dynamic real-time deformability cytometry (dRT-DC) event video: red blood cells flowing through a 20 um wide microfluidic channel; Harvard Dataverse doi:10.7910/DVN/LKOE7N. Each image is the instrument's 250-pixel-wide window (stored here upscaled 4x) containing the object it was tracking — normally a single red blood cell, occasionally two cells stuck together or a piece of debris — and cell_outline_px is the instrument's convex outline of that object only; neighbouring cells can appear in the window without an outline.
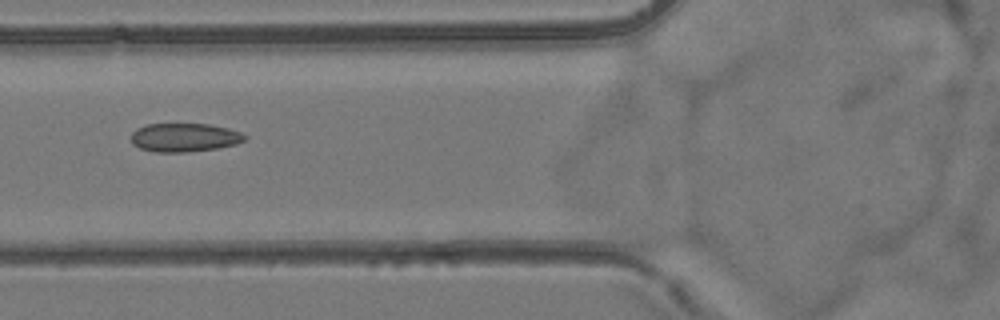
{"species": "common noctule bat (a hibernating species)", "species_latin": "Nyctalus noctula", "temperature_condition": "room temperature", "stored_images_in_passage": 3, "camera_frame_rate_fps": 3000, "um_per_image_px": 0.085, "animal": {"sex": "female", "body_mass_g": 24.6, "forearm_length_mm": 56.2}, "frame": {"image": 1, "passage_image": 3, "time_ms": 3.333, "image_size_px": [1000, 320], "cell_outline_px": [[248, 136], [244, 140], [236, 144], [216, 148], [184, 152], [156, 152], [140, 148], [132, 144], [132, 132], [136, 128], [148, 124], [208, 124], [228, 128], [240, 132]], "centroid_in_image_um": [15.67, 11.68], "position_along_channel_um": 110.1, "area_um2": 18.84}}